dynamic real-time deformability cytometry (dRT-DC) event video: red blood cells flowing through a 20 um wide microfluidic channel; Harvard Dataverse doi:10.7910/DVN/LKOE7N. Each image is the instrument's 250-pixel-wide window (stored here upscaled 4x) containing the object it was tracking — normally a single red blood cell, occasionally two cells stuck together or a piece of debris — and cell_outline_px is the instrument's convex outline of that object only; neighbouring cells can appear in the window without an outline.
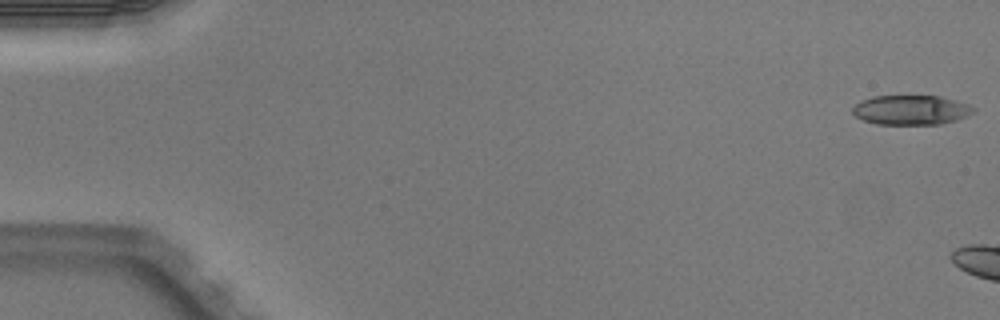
{"species": "Egyptian fruit bat (a non-hibernating species)", "species_latin": "Rousettus aegyptiacus", "temperature_condition": "warm", "stored_images_in_passage": 6, "camera_frame_rate_fps": 3000, "um_per_image_px": 0.085, "animal": {"sex": "male"}, "frame": {"image": 1, "passage_image": 1, "time_ms": 0.0, "image_size_px": [1000, 320], "cell_outline_px": [[976, 108], [972, 112], [956, 120], [940, 124], [876, 124], [864, 120], [856, 116], [852, 112], [852, 108], [860, 100], [872, 96], [940, 96], [956, 100], [968, 104]], "centroid_in_image_um": [77.41, 9.34], "position_along_channel_um": 7.6, "area_um2": 20.75}}
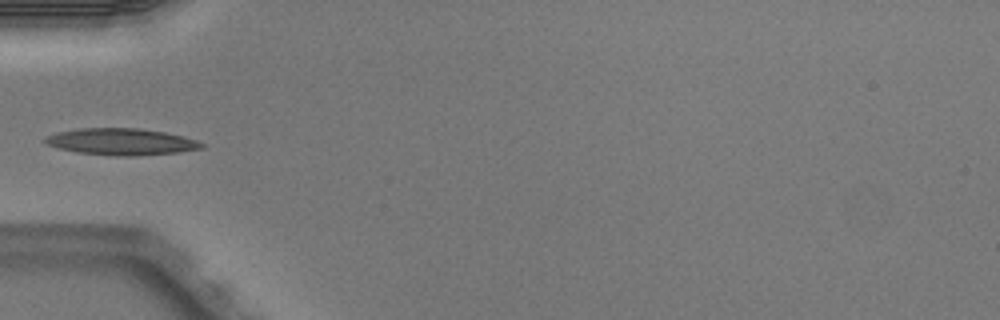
{"frame": {"image": 2, "passage_image": 6, "time_ms": 1.667, "image_size_px": [1000, 320], "cell_outline_px": [[204, 148], [176, 152], [136, 156], [116, 156], [80, 152], [60, 148], [48, 144], [44, 140], [48, 136], [56, 132], [80, 128], [140, 128], [164, 132], [184, 136], [196, 140], [204, 144]], "centroid_in_image_um": [10.35, 12.04], "position_along_channel_um": 74.6, "area_um2": 24.04}}